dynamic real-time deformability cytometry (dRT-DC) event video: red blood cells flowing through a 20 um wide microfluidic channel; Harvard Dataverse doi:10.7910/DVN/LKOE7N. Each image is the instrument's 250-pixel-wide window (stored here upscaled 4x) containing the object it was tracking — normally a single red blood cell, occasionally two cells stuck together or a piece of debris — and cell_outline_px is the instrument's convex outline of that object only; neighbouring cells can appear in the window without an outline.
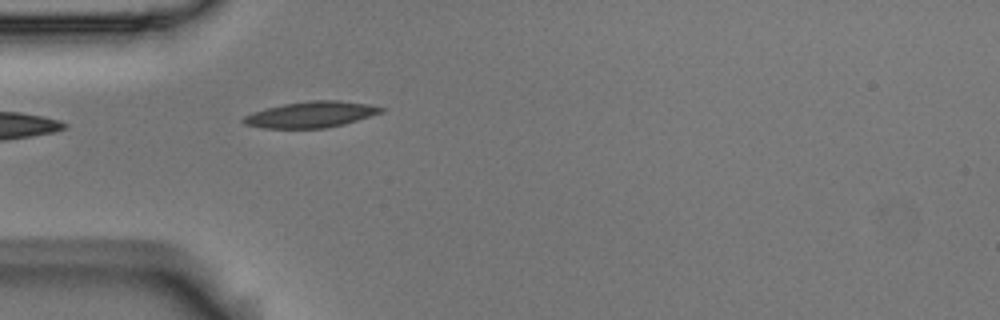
{"species": "Egyptian fruit bat (a non-hibernating species)", "species_latin": "Rousettus aegyptiacus", "temperature_condition": "room temperature", "stored_images_in_passage": 2, "camera_frame_rate_fps": 3000, "um_per_image_px": 0.085, "animal": {"sex": "male"}, "frame": {"image": 1, "passage_image": 2, "time_ms": 0.333, "image_size_px": [1000, 320], "cell_outline_px": [[384, 112], [344, 124], [328, 128], [264, 128], [244, 124], [240, 120], [244, 116], [252, 112], [284, 104], [312, 100], [340, 100], [368, 104], [384, 108]], "centroid_in_image_um": [26.44, 9.74], "position_along_channel_um": 58.6, "area_um2": 20.87}}